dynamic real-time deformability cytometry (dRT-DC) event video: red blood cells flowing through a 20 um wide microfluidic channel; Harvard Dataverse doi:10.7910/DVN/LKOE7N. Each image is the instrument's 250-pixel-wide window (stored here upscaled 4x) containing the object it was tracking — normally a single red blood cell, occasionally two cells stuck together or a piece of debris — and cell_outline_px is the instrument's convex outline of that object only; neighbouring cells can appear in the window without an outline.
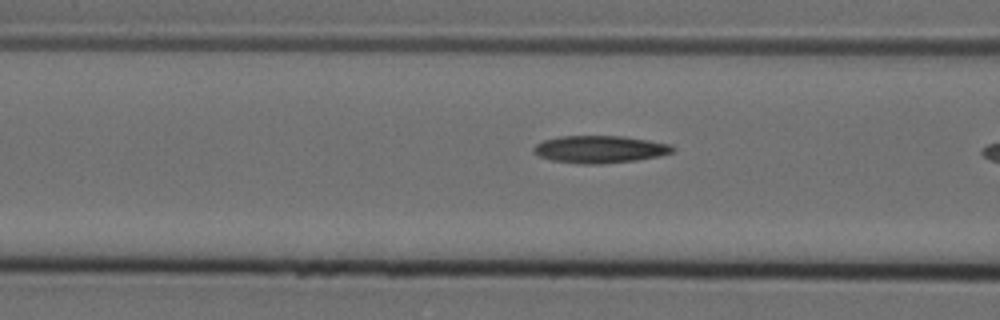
{"species": "Egyptian fruit bat (a non-hibernating species)", "species_latin": "Rousettus aegyptiacus", "temperature_condition": "cold", "stored_images_in_passage": 21, "camera_frame_rate_fps": 3000, "um_per_image_px": 0.085, "animal": {"sex": "female"}, "frame": {"image": 1, "passage_image": 20, "time_ms": 6.333, "image_size_px": [1000, 320], "cell_outline_px": [[676, 148], [672, 152], [660, 156], [636, 160], [600, 164], [580, 164], [552, 160], [540, 156], [532, 152], [532, 148], [536, 144], [544, 140], [560, 136], [624, 136], [672, 144]], "centroid_in_image_um": [51.0, 12.69], "position_along_channel_um": 115.6, "area_um2": 22.25}}